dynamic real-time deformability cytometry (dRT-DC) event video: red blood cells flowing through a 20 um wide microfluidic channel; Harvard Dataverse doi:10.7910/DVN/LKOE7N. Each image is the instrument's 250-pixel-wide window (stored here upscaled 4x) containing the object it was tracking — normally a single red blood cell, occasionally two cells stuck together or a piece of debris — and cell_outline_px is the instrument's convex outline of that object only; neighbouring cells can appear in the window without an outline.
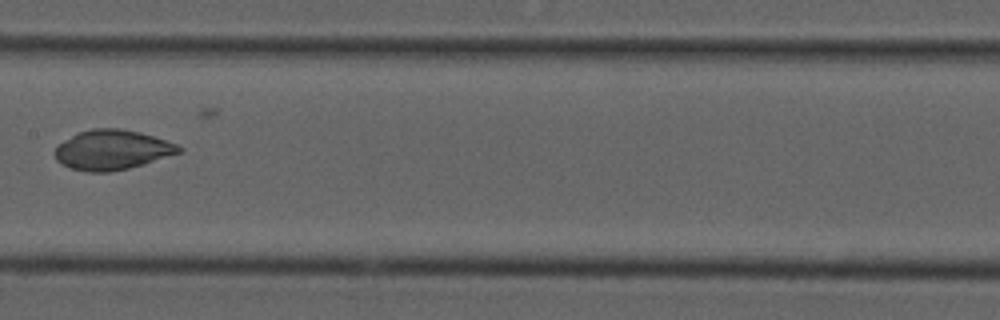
{"species": "common noctule bat (a hibernating species)", "species_latin": "Nyctalus noctula", "temperature_condition": "cold", "stored_images_in_passage": 13, "camera_frame_rate_fps": 3000, "um_per_image_px": 0.085, "animal": {"sex": "male", "forearm_length_mm": 52.5}, "frame": {"image": 1, "passage_image": 8, "time_ms": 2.333, "image_size_px": [1000, 320], "cell_outline_px": [[184, 152], [144, 164], [128, 168], [108, 172], [88, 172], [72, 168], [56, 160], [56, 148], [60, 144], [76, 132], [92, 128], [120, 128], [140, 132], [176, 144], [184, 148]], "centroid_in_image_um": [9.58, 12.73], "position_along_channel_um": 197.8, "area_um2": 28.67}}
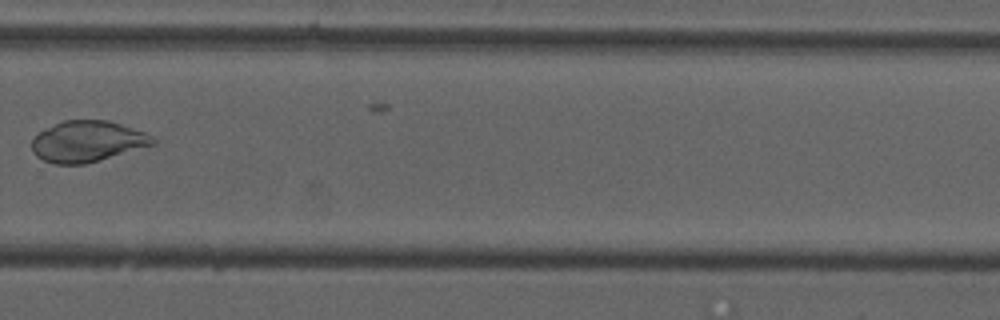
{"frame": {"image": 2, "passage_image": 11, "time_ms": 3.333, "image_size_px": [1000, 320], "cell_outline_px": [[156, 144], [100, 160], [84, 164], [52, 164], [36, 156], [32, 152], [32, 136], [64, 120], [108, 120], [144, 132], [152, 136], [156, 140]], "centroid_in_image_um": [7.42, 12.03], "position_along_channel_um": 322.4, "area_um2": 28.84}}